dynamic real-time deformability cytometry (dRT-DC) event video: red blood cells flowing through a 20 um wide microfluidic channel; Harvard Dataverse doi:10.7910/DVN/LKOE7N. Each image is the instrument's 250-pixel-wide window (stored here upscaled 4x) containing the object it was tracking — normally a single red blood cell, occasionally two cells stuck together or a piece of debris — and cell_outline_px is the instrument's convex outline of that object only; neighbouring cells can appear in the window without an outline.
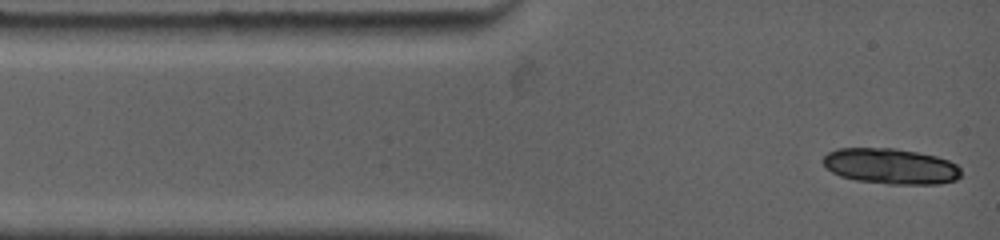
{"species": "common noctule bat (a hibernating species)", "species_latin": "Nyctalus noctula", "temperature_condition": "warm", "stored_images_in_passage": 49, "camera_frame_rate_fps": 4500, "um_per_image_px": 0.085, "animal": {"sex": "female", "body_mass_g": 19.0, "forearm_length_mm": 53.3}, "frame": {"image": 1, "passage_image": 1, "time_ms": 0.0, "image_size_px": [1000, 240], "cell_outline_px": [[960, 176], [956, 180], [940, 184], [888, 184], [856, 180], [840, 176], [824, 168], [824, 156], [828, 152], [840, 148], [892, 148], [916, 152], [936, 156], [948, 160], [956, 164], [960, 168]], "centroid_in_image_um": [75.71, 14.13], "position_along_channel_um": 9.3, "area_um2": 28.67}}
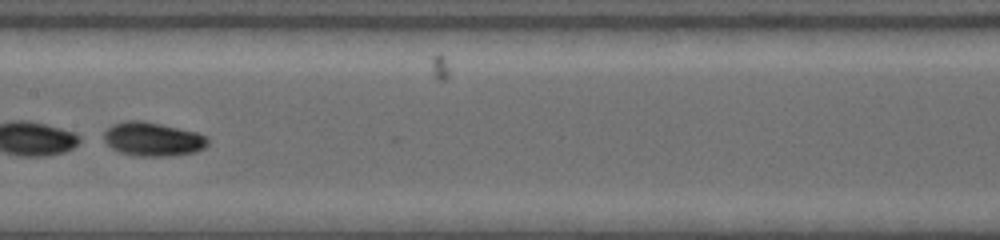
{"frame": {"image": 2, "passage_image": 27, "time_ms": 6.0, "image_size_px": [1000, 240], "cell_outline_px": [[208, 144], [204, 148], [196, 152], [168, 156], [136, 156], [120, 152], [112, 148], [104, 140], [104, 132], [112, 124], [124, 120], [140, 120], [160, 124], [196, 132], [208, 136]], "centroid_in_image_um": [12.99, 11.82], "position_along_channel_um": 194.4, "area_um2": 20.52}}